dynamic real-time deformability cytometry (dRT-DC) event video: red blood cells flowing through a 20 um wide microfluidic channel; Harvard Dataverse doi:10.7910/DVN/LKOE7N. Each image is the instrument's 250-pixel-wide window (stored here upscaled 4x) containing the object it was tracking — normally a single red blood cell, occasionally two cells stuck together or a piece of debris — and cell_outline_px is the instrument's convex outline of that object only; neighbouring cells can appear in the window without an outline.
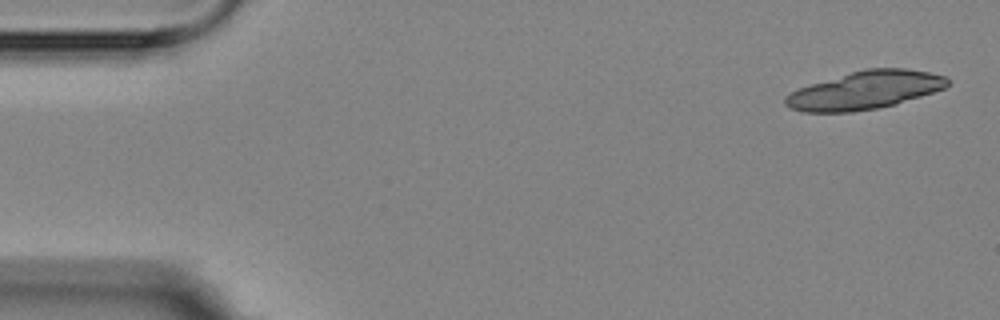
{"species": "Egyptian fruit bat (a non-hibernating species)", "species_latin": "Rousettus aegyptiacus", "temperature_condition": "room temperature", "stored_images_in_passage": 5, "camera_frame_rate_fps": 3000, "um_per_image_px": 0.085, "animal": {"sex": "female"}, "frame": {"image": 1, "passage_image": 1, "time_ms": 0.0, "image_size_px": [1000, 320], "cell_outline_px": [[948, 84], [944, 88], [896, 104], [876, 108], [852, 112], [804, 112], [788, 108], [784, 104], [784, 96], [800, 88], [812, 84], [864, 68], [908, 68], [928, 72], [944, 76], [948, 80]], "centroid_in_image_um": [73.5, 7.67], "position_along_channel_um": 11.5, "area_um2": 35.6}}